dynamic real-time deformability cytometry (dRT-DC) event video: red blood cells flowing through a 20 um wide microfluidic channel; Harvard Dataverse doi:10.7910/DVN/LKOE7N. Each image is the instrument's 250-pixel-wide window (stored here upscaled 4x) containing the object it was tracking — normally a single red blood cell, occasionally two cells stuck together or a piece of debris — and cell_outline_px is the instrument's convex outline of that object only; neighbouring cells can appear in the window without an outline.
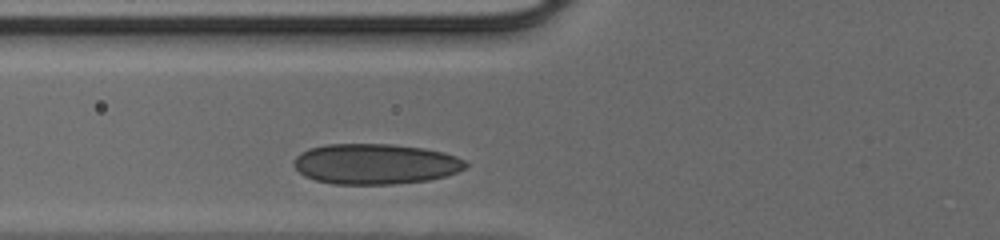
{"species": "human", "species_latin": "Homo sapiens", "temperature_condition": "cold", "stored_images_in_passage": 28, "camera_frame_rate_fps": 3000, "um_per_image_px": 0.085, "donor": {"sex": "male"}, "frame": {"image": 1, "passage_image": 7, "time_ms": 2.0, "image_size_px": [1000, 240], "cell_outline_px": [[468, 168], [444, 176], [428, 180], [396, 184], [332, 184], [316, 180], [304, 176], [292, 164], [292, 160], [300, 152], [308, 148], [328, 144], [392, 144], [424, 148], [444, 152], [456, 156], [464, 160], [468, 164]], "centroid_in_image_um": [31.89, 13.93], "position_along_channel_um": 93.9, "area_um2": 40.81}}
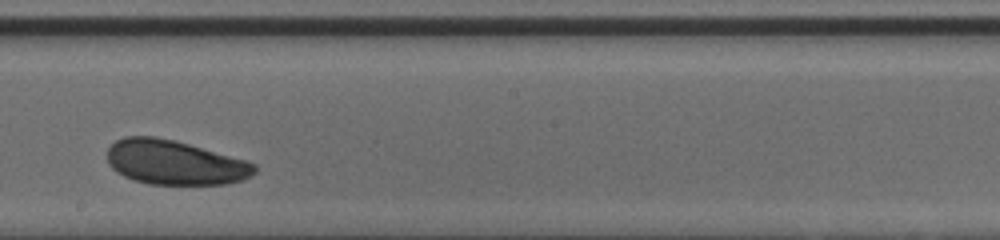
{"frame": {"image": 2, "passage_image": 17, "time_ms": 5.333, "image_size_px": [1000, 240], "cell_outline_px": [[256, 172], [240, 180], [228, 184], [148, 184], [124, 176], [116, 172], [108, 164], [108, 148], [116, 140], [124, 136], [156, 136], [188, 144], [244, 160], [256, 164]], "centroid_in_image_um": [14.81, 13.81], "position_along_channel_um": 233.4, "area_um2": 37.8}}
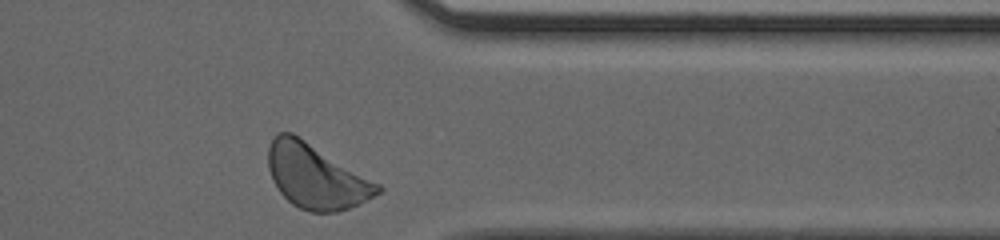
{"frame": {"image": 3, "passage_image": 28, "time_ms": 9.0, "image_size_px": [1000, 240], "cell_outline_px": [[384, 188], [380, 192], [360, 204], [336, 212], [312, 212], [300, 208], [292, 204], [280, 192], [272, 180], [268, 168], [268, 148], [272, 140], [280, 132], [292, 132], [380, 184]], "centroid_in_image_um": [26.86, 15.0], "position_along_channel_um": 384.5, "area_um2": 40.69}}